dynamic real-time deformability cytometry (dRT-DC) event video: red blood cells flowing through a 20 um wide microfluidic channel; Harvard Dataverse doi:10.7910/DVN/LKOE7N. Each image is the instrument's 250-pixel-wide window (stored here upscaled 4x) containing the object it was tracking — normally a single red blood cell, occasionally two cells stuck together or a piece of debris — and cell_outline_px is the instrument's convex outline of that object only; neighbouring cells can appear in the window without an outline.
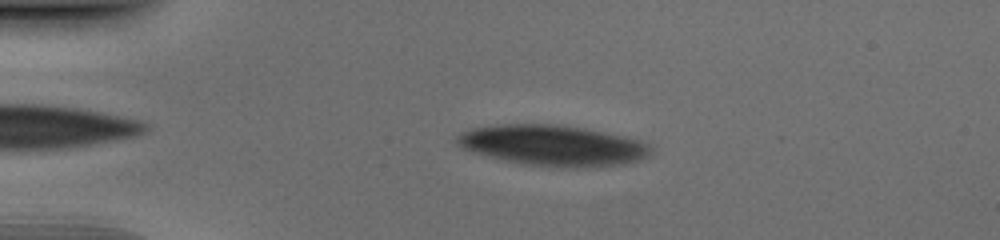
{"species": "human", "species_latin": "Homo sapiens", "temperature_condition": "cold", "stored_images_in_passage": 45, "camera_frame_rate_fps": 3000, "um_per_image_px": 0.085, "donor": {"sex": "male"}, "frame": {"image": 1, "passage_image": 5, "time_ms": 1.333, "image_size_px": [1000, 240], "cell_outline_px": [[656, 152], [652, 156], [640, 160], [624, 164], [576, 168], [520, 164], [460, 148], [456, 144], [456, 136], [460, 132], [472, 128], [500, 124], [556, 124], [584, 128], [624, 136], [640, 140], [652, 144], [656, 148]], "centroid_in_image_um": [47.08, 12.36], "position_along_channel_um": 37.9, "area_um2": 46.53}}
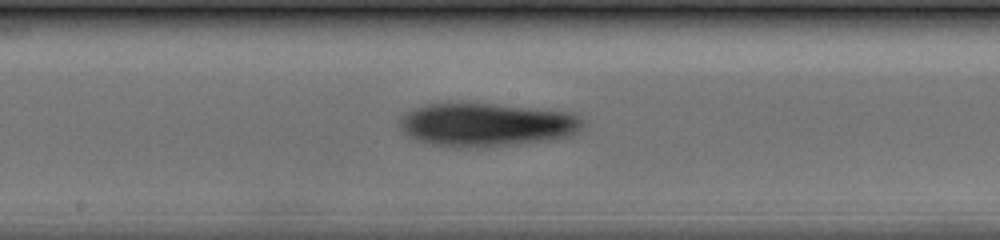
{"frame": {"image": 2, "passage_image": 21, "time_ms": 6.667, "image_size_px": [1000, 240], "cell_outline_px": [[584, 124], [572, 136], [548, 140], [484, 148], [452, 148], [428, 144], [416, 140], [408, 136], [396, 124], [396, 120], [404, 112], [424, 104], [492, 104], [572, 112], [580, 116], [584, 120]], "centroid_in_image_um": [41.29, 10.62], "position_along_channel_um": 206.9, "area_um2": 47.05}}
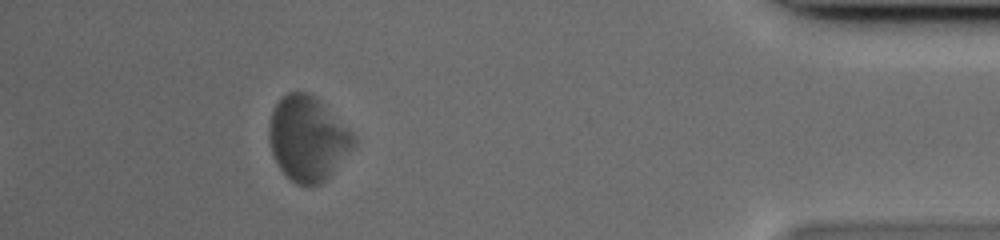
{"frame": {"image": 3, "passage_image": 40, "time_ms": 13.0, "image_size_px": [1000, 240], "cell_outline_px": [[356, 144], [328, 176], [320, 184], [312, 188], [296, 184], [280, 168], [272, 152], [268, 140], [268, 128], [272, 112], [276, 104], [288, 92], [308, 92], [316, 96], [356, 132]], "centroid_in_image_um": [26.19, 11.76], "position_along_channel_um": 409.0, "area_um2": 42.08}}